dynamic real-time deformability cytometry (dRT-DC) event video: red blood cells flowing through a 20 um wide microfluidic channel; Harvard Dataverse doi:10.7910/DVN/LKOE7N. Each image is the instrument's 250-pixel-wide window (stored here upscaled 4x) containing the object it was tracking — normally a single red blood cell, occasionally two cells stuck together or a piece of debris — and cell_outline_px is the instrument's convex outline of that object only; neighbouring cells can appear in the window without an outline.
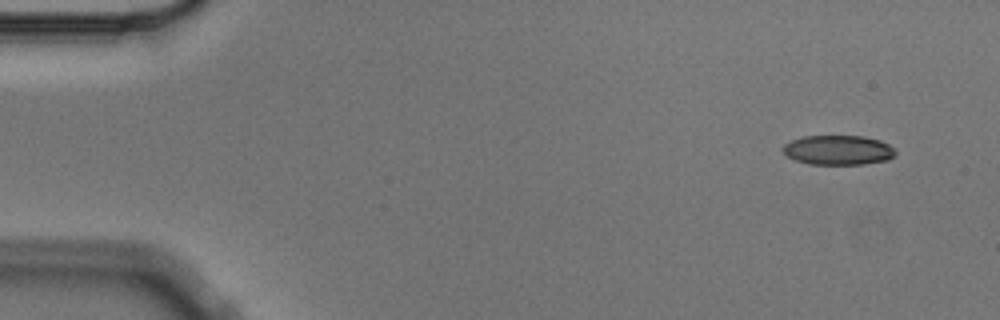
{"species": "Egyptian fruit bat (a non-hibernating species)", "species_latin": "Rousettus aegyptiacus", "temperature_condition": "cold", "stored_images_in_passage": 5, "camera_frame_rate_fps": 3000, "um_per_image_px": 0.085, "animal": {"sex": "male"}, "frame": {"image": 1, "passage_image": 1, "time_ms": 0.0, "image_size_px": [1000, 320], "cell_outline_px": [[896, 152], [888, 160], [864, 164], [808, 164], [796, 160], [788, 156], [780, 148], [784, 144], [792, 140], [804, 136], [864, 136], [880, 140], [896, 148]], "centroid_in_image_um": [71.25, 12.75], "position_along_channel_um": 13.7, "area_um2": 19.48}}